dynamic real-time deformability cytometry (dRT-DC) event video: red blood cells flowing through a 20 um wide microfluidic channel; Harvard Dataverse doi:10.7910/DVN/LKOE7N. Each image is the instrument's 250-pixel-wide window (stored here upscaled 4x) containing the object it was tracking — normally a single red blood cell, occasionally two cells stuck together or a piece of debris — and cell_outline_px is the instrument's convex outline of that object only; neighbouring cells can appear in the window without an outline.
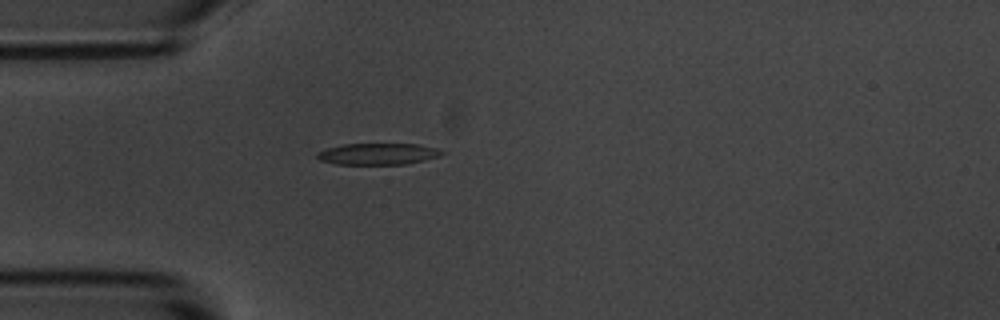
{"species": "common noctule bat (a hibernating species)", "species_latin": "Nyctalus noctula", "temperature_condition": "room temperature", "stored_images_in_passage": 1, "camera_frame_rate_fps": 3000, "um_per_image_px": 0.085, "animal": {"sex": "male", "body_mass_g": 20.1, "forearm_length_mm": 53.5}, "frame": {"image": 1, "passage_image": 1, "time_ms": 0.0, "image_size_px": [1000, 320], "cell_outline_px": [[444, 152], [440, 156], [424, 160], [404, 164], [336, 164], [320, 160], [316, 156], [316, 152], [328, 148], [344, 144], [416, 144], [436, 148]], "centroid_in_image_um": [32.1, 13.08], "position_along_channel_um": 52.9, "area_um2": 15.43}}